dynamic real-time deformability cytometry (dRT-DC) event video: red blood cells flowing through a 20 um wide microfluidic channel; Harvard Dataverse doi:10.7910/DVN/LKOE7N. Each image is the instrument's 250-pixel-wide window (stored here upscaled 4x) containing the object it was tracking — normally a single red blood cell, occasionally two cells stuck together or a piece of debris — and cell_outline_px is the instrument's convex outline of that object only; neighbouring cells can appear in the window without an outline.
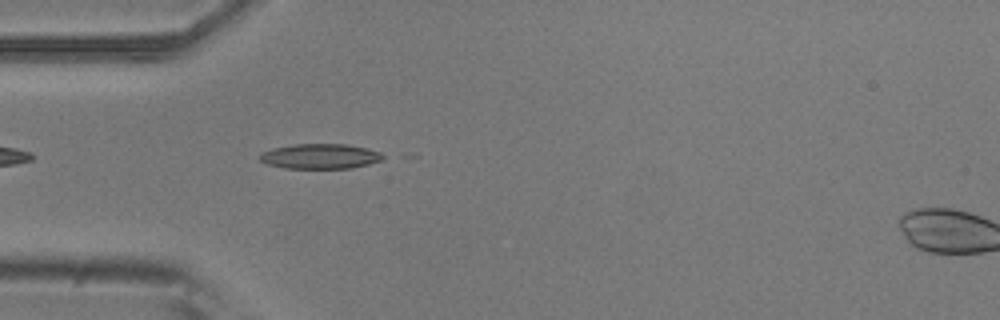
{"species": "common noctule bat (a hibernating species)", "species_latin": "Nyctalus noctula", "temperature_condition": "room temperature", "stored_images_in_passage": 9, "camera_frame_rate_fps": 3000, "um_per_image_px": 0.085, "animal": {"sex": "male", "body_mass_g": 20.5, "forearm_length_mm": 52.5}, "frame": {"image": 1, "passage_image": 1, "time_ms": 0.0, "image_size_px": [1000, 320], "cell_outline_px": [[388, 156], [384, 160], [352, 168], [284, 168], [268, 164], [260, 160], [256, 156], [260, 152], [272, 148], [292, 144], [348, 144], [368, 148], [380, 152]], "centroid_in_image_um": [27.23, 13.28], "position_along_channel_um": 57.8, "area_um2": 18.32}}
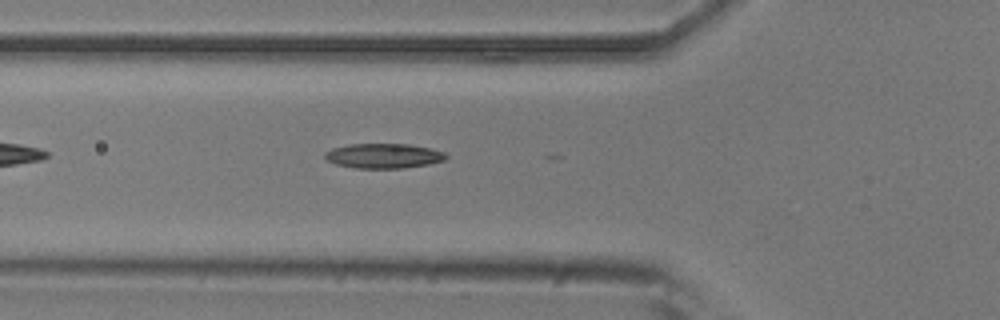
{"frame": {"image": 2, "passage_image": 4, "time_ms": 1.0, "image_size_px": [1000, 320], "cell_outline_px": [[448, 156], [444, 160], [428, 164], [400, 168], [356, 168], [336, 164], [328, 160], [324, 156], [324, 152], [332, 148], [348, 144], [408, 144], [428, 148], [444, 152]], "centroid_in_image_um": [32.57, 13.24], "position_along_channel_um": 93.2, "area_um2": 17.34}}
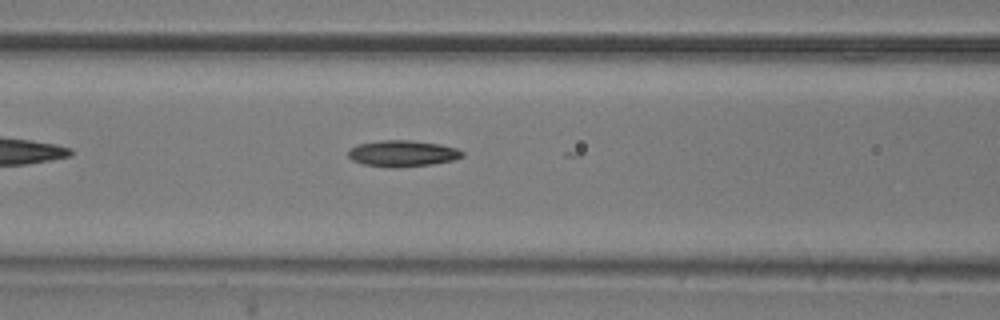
{"frame": {"image": 3, "passage_image": 7, "time_ms": 2.0, "image_size_px": [1000, 320], "cell_outline_px": [[464, 156], [452, 160], [432, 164], [400, 168], [392, 168], [364, 164], [352, 160], [348, 156], [348, 152], [356, 144], [380, 140], [412, 140], [440, 144], [456, 148], [464, 152]], "centroid_in_image_um": [34.21, 13.04], "position_along_channel_um": 132.4, "area_um2": 17.57}}